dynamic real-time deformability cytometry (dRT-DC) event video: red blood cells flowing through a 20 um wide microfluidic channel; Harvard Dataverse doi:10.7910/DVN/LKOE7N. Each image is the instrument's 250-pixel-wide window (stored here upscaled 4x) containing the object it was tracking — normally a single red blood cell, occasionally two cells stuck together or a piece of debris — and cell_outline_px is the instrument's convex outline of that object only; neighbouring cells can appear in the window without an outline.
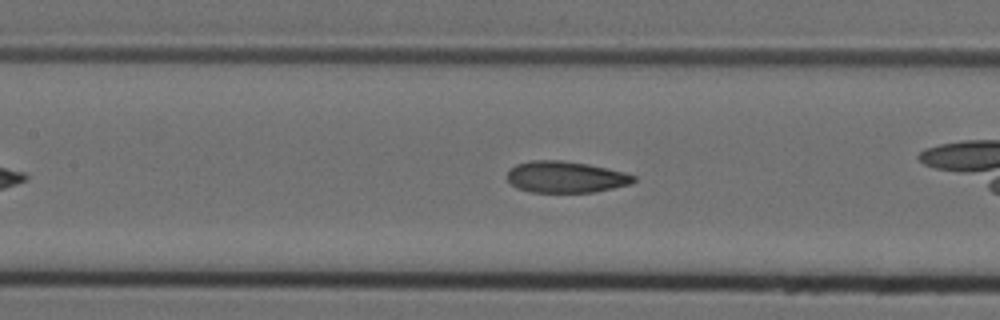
{"species": "Egyptian fruit bat (a non-hibernating species)", "species_latin": "Rousettus aegyptiacus", "temperature_condition": "cold", "stored_images_in_passage": 34, "camera_frame_rate_fps": 3000, "um_per_image_px": 0.085, "animal": {"sex": "female"}, "frame": {"image": 1, "passage_image": 10, "time_ms": 3.0, "image_size_px": [1000, 320], "cell_outline_px": [[636, 180], [632, 184], [596, 192], [532, 192], [516, 188], [508, 180], [508, 168], [516, 164], [532, 160], [560, 160], [588, 164], [624, 172], [636, 176]], "centroid_in_image_um": [48.09, 15.04], "position_along_channel_um": 159.3, "area_um2": 23.29}}
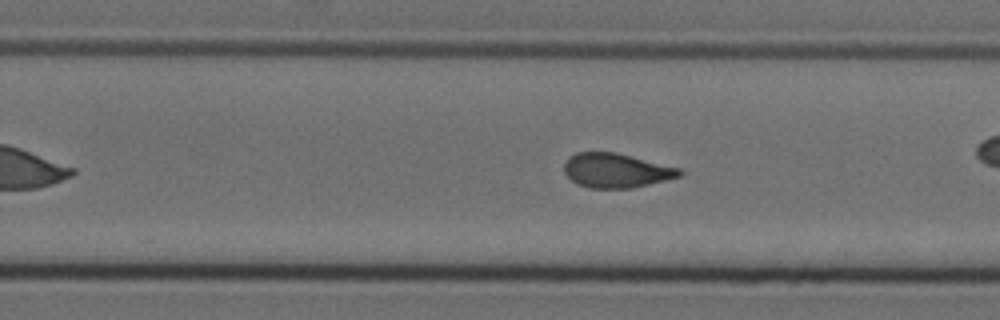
{"frame": {"image": 2, "passage_image": 20, "time_ms": 6.333, "image_size_px": [1000, 320], "cell_outline_px": [[684, 172], [680, 176], [632, 188], [588, 188], [576, 184], [564, 172], [564, 164], [568, 156], [576, 152], [616, 152], [680, 168]], "centroid_in_image_um": [52.34, 14.48], "position_along_channel_um": 277.5, "area_um2": 23.12}}